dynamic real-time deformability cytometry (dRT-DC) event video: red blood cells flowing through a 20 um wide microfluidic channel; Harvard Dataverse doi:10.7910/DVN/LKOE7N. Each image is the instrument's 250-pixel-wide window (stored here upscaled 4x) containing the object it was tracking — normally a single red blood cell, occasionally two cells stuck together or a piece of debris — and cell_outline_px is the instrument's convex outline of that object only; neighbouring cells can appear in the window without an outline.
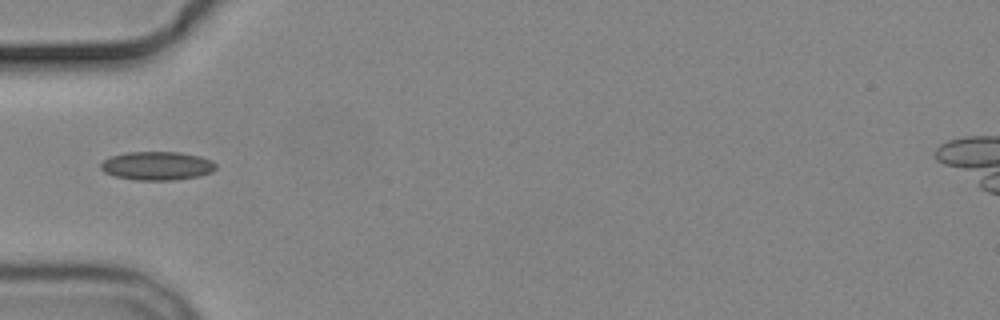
{"species": "common noctule bat (a hibernating species)", "species_latin": "Nyctalus noctula", "temperature_condition": "cold", "stored_images_in_passage": 5, "camera_frame_rate_fps": 3000, "um_per_image_px": 0.085, "animal": {"sex": "male", "body_mass_g": 19.2, "forearm_length_mm": 51.8}, "frame": {"image": 1, "passage_image": 4, "time_ms": 3.333, "image_size_px": [1000, 320], "cell_outline_px": [[216, 168], [212, 172], [200, 176], [172, 180], [136, 180], [116, 176], [104, 172], [100, 168], [100, 164], [104, 160], [112, 156], [128, 152], [180, 152], [200, 156], [212, 160], [216, 164]], "centroid_in_image_um": [13.38, 14.09], "position_along_channel_um": 71.6, "area_um2": 19.19}}